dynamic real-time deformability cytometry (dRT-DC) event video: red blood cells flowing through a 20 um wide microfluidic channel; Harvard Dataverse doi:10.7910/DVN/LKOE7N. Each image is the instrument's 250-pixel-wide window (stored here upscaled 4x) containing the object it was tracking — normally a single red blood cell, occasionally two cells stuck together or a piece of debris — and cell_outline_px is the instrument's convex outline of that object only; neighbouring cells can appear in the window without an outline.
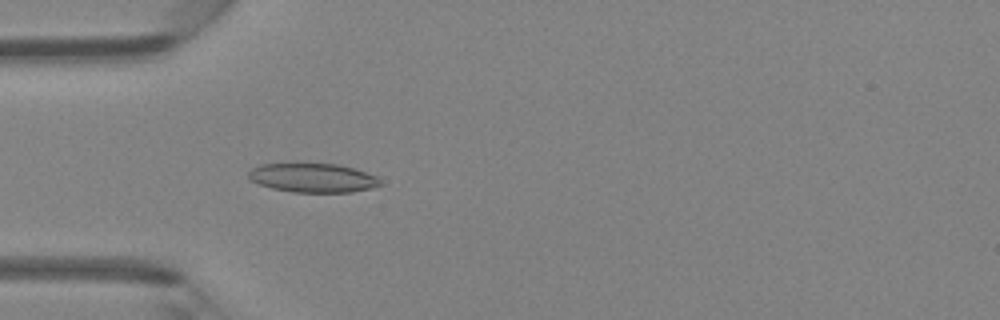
{"species": "Egyptian fruit bat (a non-hibernating species)", "species_latin": "Rousettus aegyptiacus", "temperature_condition": "room temperature", "stored_images_in_passage": 46, "camera_frame_rate_fps": 3000, "um_per_image_px": 0.085, "animal": {"sex": "female"}, "frame": {"image": 1, "passage_image": 14, "time_ms": 4.333, "image_size_px": [1000, 320], "cell_outline_px": [[380, 184], [372, 188], [352, 192], [292, 192], [272, 188], [260, 184], [252, 180], [248, 176], [248, 172], [252, 168], [260, 164], [296, 160], [336, 164], [356, 168], [376, 176], [380, 180]], "centroid_in_image_um": [26.54, 15.05], "position_along_channel_um": 58.5, "area_um2": 23.24}}
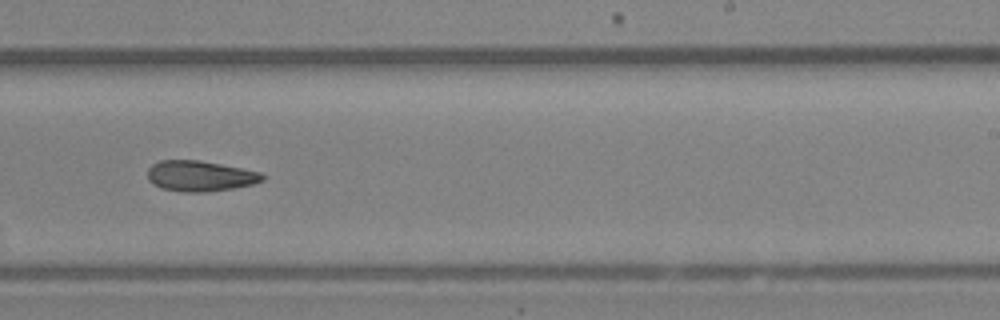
{"frame": {"image": 2, "passage_image": 29, "time_ms": 9.333, "image_size_px": [1000, 320], "cell_outline_px": [[264, 180], [252, 184], [232, 188], [208, 192], [184, 192], [160, 188], [152, 184], [148, 180], [148, 168], [152, 164], [160, 160], [200, 160], [260, 172], [264, 176]], "centroid_in_image_um": [16.96, 14.96], "position_along_channel_um": 272.0, "area_um2": 20.46}}
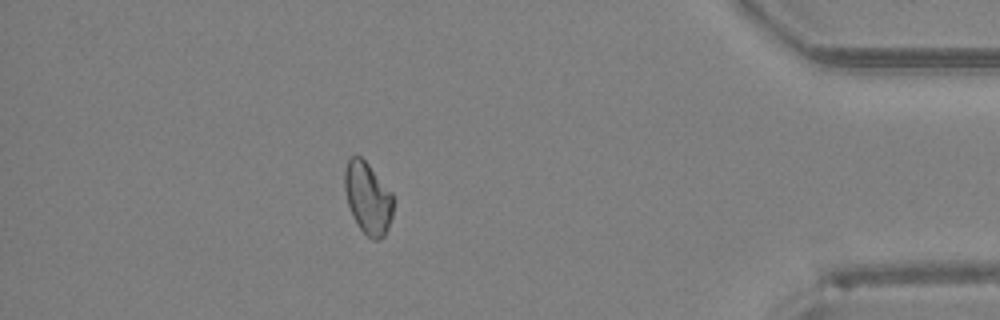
{"frame": {"image": 3, "passage_image": 41, "time_ms": 13.333, "image_size_px": [1000, 320], "cell_outline_px": [[392, 216], [388, 228], [384, 236], [380, 240], [372, 240], [360, 228], [352, 216], [348, 204], [344, 188], [344, 172], [348, 160], [352, 156], [360, 156], [368, 164], [392, 192]], "centroid_in_image_um": [31.26, 16.85], "position_along_channel_um": 403.9, "area_um2": 20.23}}